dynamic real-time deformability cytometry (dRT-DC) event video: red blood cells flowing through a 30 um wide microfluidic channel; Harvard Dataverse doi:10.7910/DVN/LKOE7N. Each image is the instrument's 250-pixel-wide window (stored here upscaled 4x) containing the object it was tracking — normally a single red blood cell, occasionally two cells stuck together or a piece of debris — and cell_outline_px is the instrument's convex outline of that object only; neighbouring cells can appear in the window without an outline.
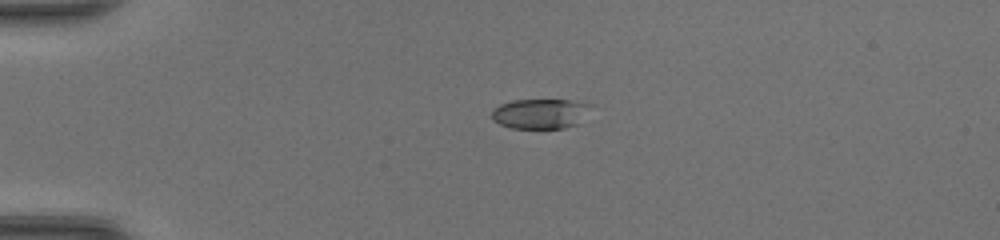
{"species": "common noctule bat (a hibernating species)", "species_latin": "Nyctalus noctula", "temperature_condition": "room temperature", "stored_images_in_passage": 35, "camera_frame_rate_fps": 3000, "um_per_image_px": 0.085, "animal": {"sex": "female", "body_mass_g": 20.0, "forearm_length_mm": 54.0}, "frame": {"image": 1, "passage_image": 1, "time_ms": 0.0, "image_size_px": [1000, 240], "cell_outline_px": [[560, 100], [556, 128], [520, 128], [504, 124], [500, 108], [508, 104], [524, 100]], "centroid_in_image_um": [45.18, 9.69], "position_along_channel_um": 39.8, "area_um2": 10.58}}
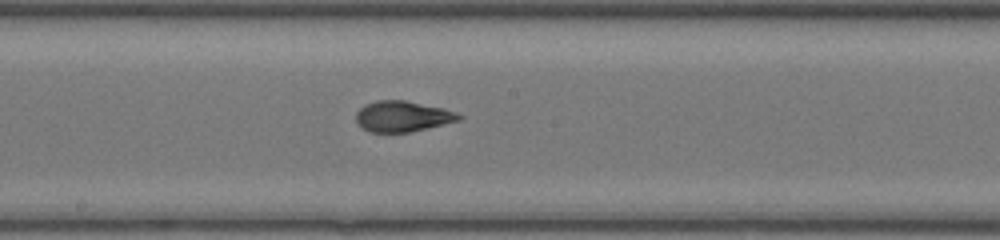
{"frame": {"image": 2, "passage_image": 16, "time_ms": 5.0, "image_size_px": [1000, 240], "cell_outline_px": [[456, 116], [448, 120], [436, 124], [400, 132], [380, 132], [368, 128], [360, 120], [360, 112], [364, 108], [372, 104], [412, 104], [432, 108]], "centroid_in_image_um": [34.08, 9.96], "position_along_channel_um": 214.1, "area_um2": 14.1}}
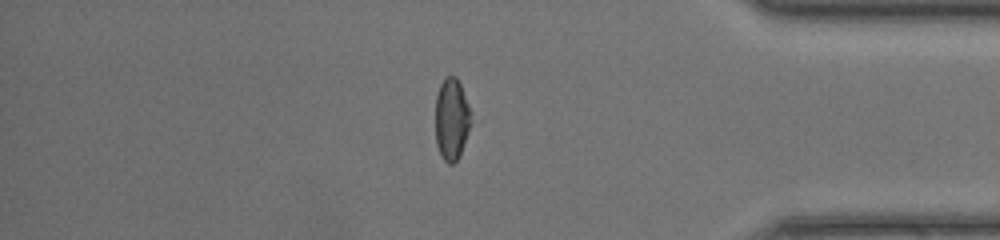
{"frame": {"image": 3, "passage_image": 30, "time_ms": 9.667, "image_size_px": [1000, 240], "cell_outline_px": [[468, 124], [456, 160], [448, 160], [444, 156], [440, 148], [436, 136], [436, 104], [440, 88], [444, 80], [456, 80], [460, 88], [468, 112]], "centroid_in_image_um": [38.32, 10.12], "position_along_channel_um": 396.9, "area_um2": 14.28}, "authors_computed_cell_mechanics": {"area_um2": 14.0165, "velocity_mm_per_s": 4.4292, "shape_relaxation_time_tau1_ms": null, "shape_relaxation_time_tau2_ms": 1.4305, "deformation_change_tau1": null, "deformation_change_tau2": 0.0687}}